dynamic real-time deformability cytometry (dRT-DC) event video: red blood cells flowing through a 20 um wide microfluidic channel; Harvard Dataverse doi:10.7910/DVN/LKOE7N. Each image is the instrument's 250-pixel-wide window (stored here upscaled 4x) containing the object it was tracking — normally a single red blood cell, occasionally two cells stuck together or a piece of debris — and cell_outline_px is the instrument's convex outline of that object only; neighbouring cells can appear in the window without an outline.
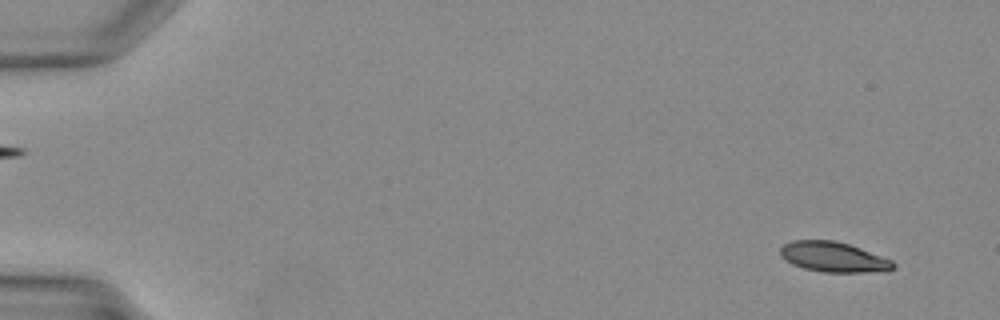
{"species": "Egyptian fruit bat (a non-hibernating species)", "species_latin": "Rousettus aegyptiacus", "temperature_condition": "warm", "stored_images_in_passage": 38, "camera_frame_rate_fps": 3000, "um_per_image_px": 0.085, "animal": {"sex": "female"}, "frame": {"image": 1, "passage_image": 2, "time_ms": 0.333, "image_size_px": [1000, 320], "cell_outline_px": [[896, 264], [892, 268], [864, 272], [824, 272], [804, 268], [792, 264], [780, 256], [780, 248], [784, 244], [792, 240], [836, 240], [860, 248], [892, 260]], "centroid_in_image_um": [70.78, 21.82], "position_along_channel_um": 14.2, "area_um2": 19.54}}
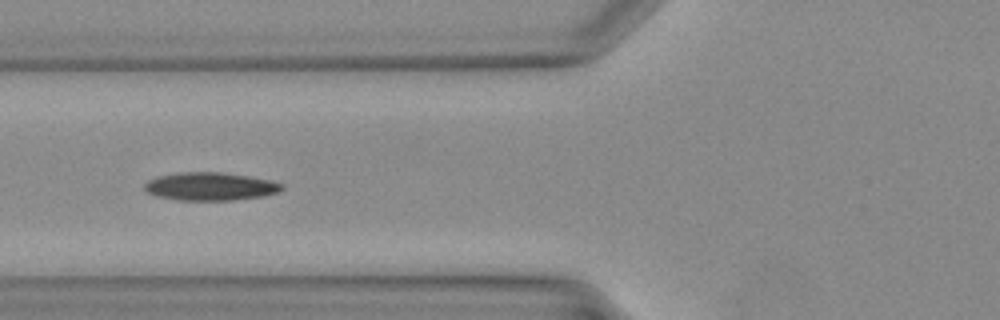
{"frame": {"image": 2, "passage_image": 15, "time_ms": 4.667, "image_size_px": [1000, 320], "cell_outline_px": [[284, 188], [276, 192], [260, 196], [228, 200], [180, 200], [156, 196], [148, 192], [144, 188], [144, 184], [148, 180], [156, 176], [180, 172], [224, 172], [248, 176], [268, 180], [284, 184]], "centroid_in_image_um": [17.82, 15.83], "position_along_channel_um": 108.0, "area_um2": 22.25}}
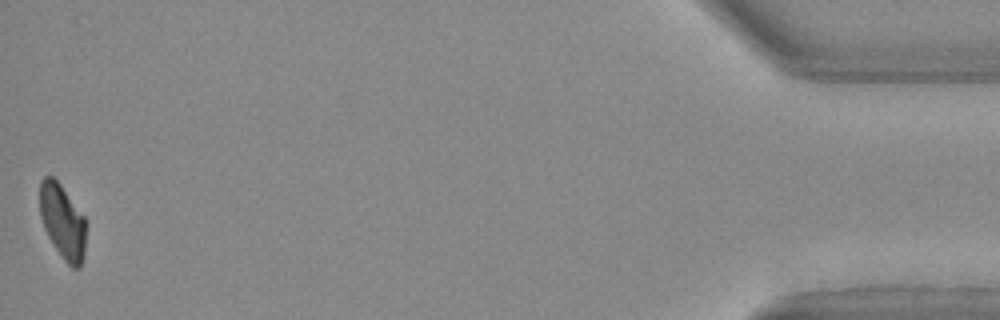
{"frame": {"image": 3, "passage_image": 38, "time_ms": 12.333, "image_size_px": [1000, 320], "cell_outline_px": [[88, 224], [84, 256], [80, 268], [72, 268], [64, 260], [48, 236], [44, 228], [40, 216], [40, 184], [44, 176], [52, 176], [60, 184], [84, 216]], "centroid_in_image_um": [5.36, 18.86], "position_along_channel_um": 429.8, "area_um2": 20.23}}